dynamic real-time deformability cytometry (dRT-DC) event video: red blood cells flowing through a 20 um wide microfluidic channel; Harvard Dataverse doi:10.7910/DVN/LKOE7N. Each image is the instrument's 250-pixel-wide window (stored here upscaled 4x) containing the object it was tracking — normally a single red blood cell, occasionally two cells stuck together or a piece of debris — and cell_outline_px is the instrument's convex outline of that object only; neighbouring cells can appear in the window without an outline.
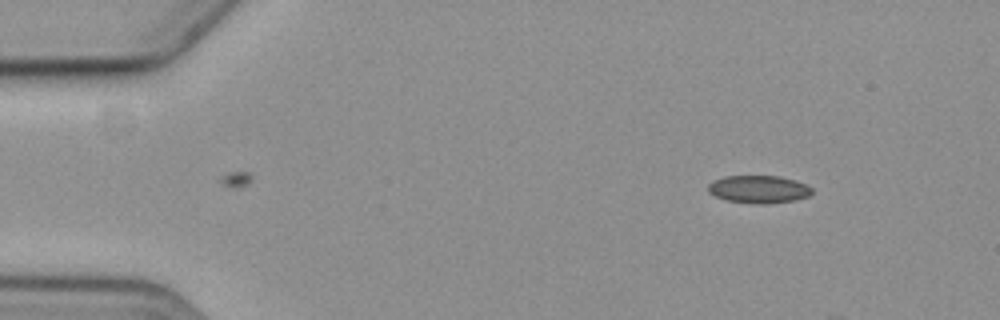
{"species": "common noctule bat (a hibernating species)", "species_latin": "Nyctalus noctula", "temperature_condition": "cold", "stored_images_in_passage": 4, "camera_frame_rate_fps": 3000, "um_per_image_px": 0.085, "animal": {"sex": "female", "body_mass_g": 19.3, "forearm_length_mm": 54.1}, "frame": {"image": 1, "passage_image": 1, "time_ms": 0.0, "image_size_px": [1000, 320], "cell_outline_px": [[812, 192], [808, 196], [792, 200], [728, 200], [716, 196], [708, 192], [708, 184], [712, 180], [724, 176], [780, 176], [796, 180], [812, 188]], "centroid_in_image_um": [64.45, 16.0], "position_along_channel_um": 20.5, "area_um2": 15.61}}
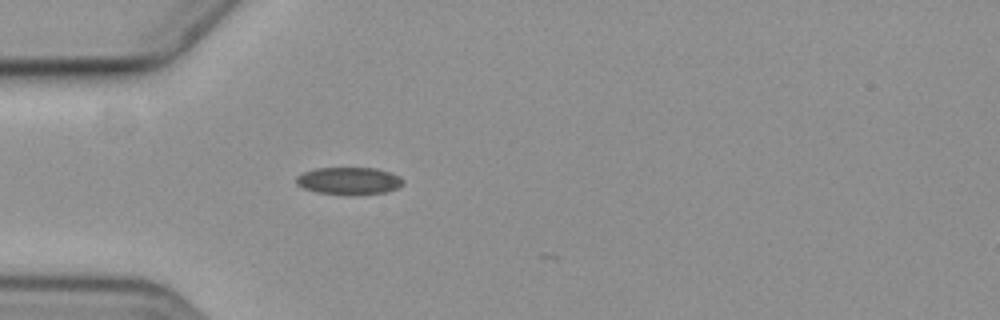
{"frame": {"image": 2, "passage_image": 4, "time_ms": 3.333, "image_size_px": [1000, 320], "cell_outline_px": [[404, 180], [396, 188], [384, 192], [316, 192], [304, 188], [296, 184], [296, 176], [304, 172], [316, 168], [376, 168], [400, 176]], "centroid_in_image_um": [29.62, 15.32], "position_along_channel_um": 55.4, "area_um2": 16.07}}